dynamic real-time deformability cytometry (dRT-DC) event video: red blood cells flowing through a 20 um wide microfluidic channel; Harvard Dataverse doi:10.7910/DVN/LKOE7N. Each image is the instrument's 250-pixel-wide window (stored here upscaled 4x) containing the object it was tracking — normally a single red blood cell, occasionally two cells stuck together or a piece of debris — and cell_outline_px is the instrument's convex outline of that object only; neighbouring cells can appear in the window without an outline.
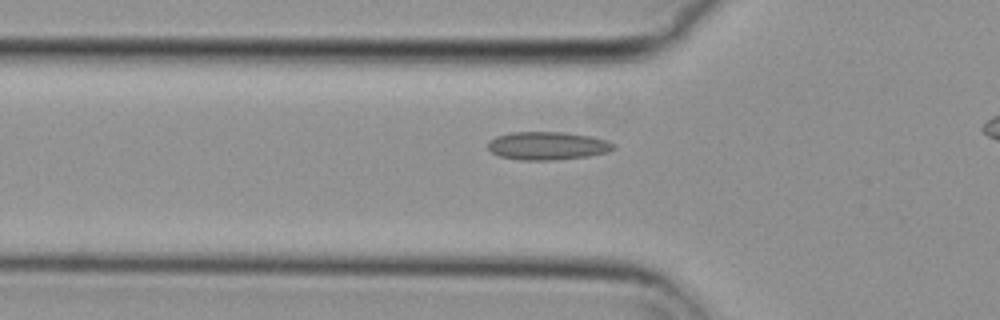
{"species": "common noctule bat (a hibernating species)", "species_latin": "Nyctalus noctula", "temperature_condition": "cold", "stored_images_in_passage": 29, "camera_frame_rate_fps": 3000, "um_per_image_px": 0.085, "animal": {"sex": "female", "body_mass_g": 29.2, "forearm_length_mm": 56.3}, "frame": {"image": 1, "passage_image": 2, "time_ms": 0.333, "image_size_px": [1000, 320], "cell_outline_px": [[616, 148], [608, 152], [588, 156], [556, 160], [520, 160], [500, 156], [492, 152], [488, 148], [488, 144], [496, 136], [512, 132], [564, 132], [592, 136], [608, 140], [616, 144]], "centroid_in_image_um": [46.6, 12.39], "position_along_channel_um": 79.2, "area_um2": 20.69}}
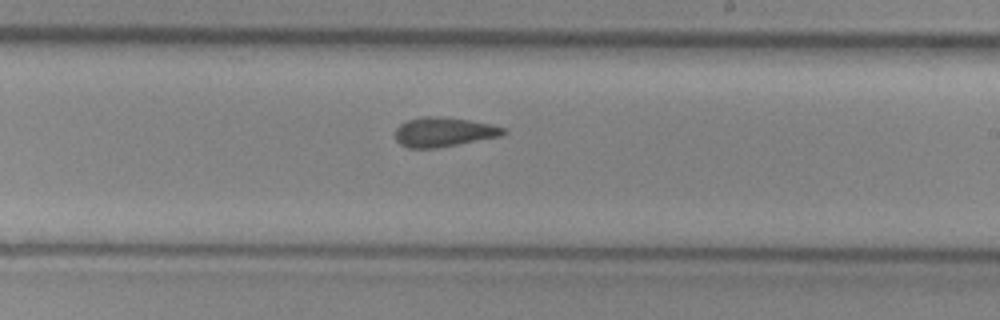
{"frame": {"image": 2, "passage_image": 16, "time_ms": 5.0, "image_size_px": [1000, 320], "cell_outline_px": [[508, 132], [504, 136], [436, 148], [408, 148], [400, 144], [396, 140], [396, 128], [400, 124], [408, 120], [424, 116], [440, 116], [468, 120], [492, 124], [504, 128]], "centroid_in_image_um": [37.75, 11.22], "position_along_channel_um": 251.3, "area_um2": 18.67}}
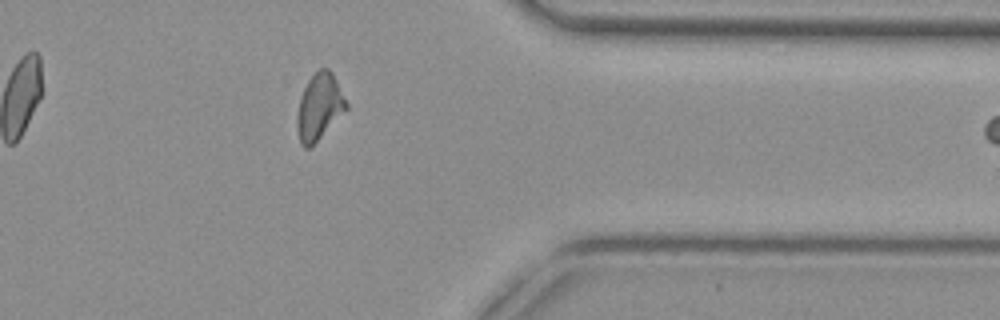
{"frame": {"image": 3, "passage_image": 28, "time_ms": 9.0, "image_size_px": [1000, 320], "cell_outline_px": [[348, 108], [308, 148], [304, 148], [300, 144], [296, 128], [296, 116], [300, 96], [308, 80], [320, 68], [328, 68], [332, 72], [348, 104]], "centroid_in_image_um": [27.11, 9.06], "position_along_channel_um": 384.3, "area_um2": 18.73}}